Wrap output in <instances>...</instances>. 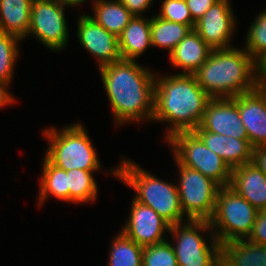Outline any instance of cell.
<instances>
[{"label": "cell", "instance_id": "cell-2", "mask_svg": "<svg viewBox=\"0 0 266 266\" xmlns=\"http://www.w3.org/2000/svg\"><path fill=\"white\" fill-rule=\"evenodd\" d=\"M211 98L194 74L155 76L152 122H167L165 138L181 131H194L201 123Z\"/></svg>", "mask_w": 266, "mask_h": 266}, {"label": "cell", "instance_id": "cell-32", "mask_svg": "<svg viewBox=\"0 0 266 266\" xmlns=\"http://www.w3.org/2000/svg\"><path fill=\"white\" fill-rule=\"evenodd\" d=\"M192 19L196 22L219 0H185Z\"/></svg>", "mask_w": 266, "mask_h": 266}, {"label": "cell", "instance_id": "cell-9", "mask_svg": "<svg viewBox=\"0 0 266 266\" xmlns=\"http://www.w3.org/2000/svg\"><path fill=\"white\" fill-rule=\"evenodd\" d=\"M175 162L180 175L177 188L184 215L187 219L209 221L220 186L201 172Z\"/></svg>", "mask_w": 266, "mask_h": 266}, {"label": "cell", "instance_id": "cell-26", "mask_svg": "<svg viewBox=\"0 0 266 266\" xmlns=\"http://www.w3.org/2000/svg\"><path fill=\"white\" fill-rule=\"evenodd\" d=\"M112 239L108 266H142V246L121 231Z\"/></svg>", "mask_w": 266, "mask_h": 266}, {"label": "cell", "instance_id": "cell-37", "mask_svg": "<svg viewBox=\"0 0 266 266\" xmlns=\"http://www.w3.org/2000/svg\"><path fill=\"white\" fill-rule=\"evenodd\" d=\"M259 75L262 83H266V58L259 64Z\"/></svg>", "mask_w": 266, "mask_h": 266}, {"label": "cell", "instance_id": "cell-31", "mask_svg": "<svg viewBox=\"0 0 266 266\" xmlns=\"http://www.w3.org/2000/svg\"><path fill=\"white\" fill-rule=\"evenodd\" d=\"M247 239L266 245V210L257 212L252 232Z\"/></svg>", "mask_w": 266, "mask_h": 266}, {"label": "cell", "instance_id": "cell-11", "mask_svg": "<svg viewBox=\"0 0 266 266\" xmlns=\"http://www.w3.org/2000/svg\"><path fill=\"white\" fill-rule=\"evenodd\" d=\"M230 0H219L196 21L194 30L212 49H226L230 45L236 19Z\"/></svg>", "mask_w": 266, "mask_h": 266}, {"label": "cell", "instance_id": "cell-38", "mask_svg": "<svg viewBox=\"0 0 266 266\" xmlns=\"http://www.w3.org/2000/svg\"><path fill=\"white\" fill-rule=\"evenodd\" d=\"M65 7H67V6H73V7H75V6H78V5H80V4H82L83 2H87L88 0H59Z\"/></svg>", "mask_w": 266, "mask_h": 266}, {"label": "cell", "instance_id": "cell-1", "mask_svg": "<svg viewBox=\"0 0 266 266\" xmlns=\"http://www.w3.org/2000/svg\"><path fill=\"white\" fill-rule=\"evenodd\" d=\"M99 72L117 126L153 119V71L135 60L121 59L100 67Z\"/></svg>", "mask_w": 266, "mask_h": 266}, {"label": "cell", "instance_id": "cell-28", "mask_svg": "<svg viewBox=\"0 0 266 266\" xmlns=\"http://www.w3.org/2000/svg\"><path fill=\"white\" fill-rule=\"evenodd\" d=\"M20 42L16 36L0 31V82L10 84L14 67L19 59Z\"/></svg>", "mask_w": 266, "mask_h": 266}, {"label": "cell", "instance_id": "cell-14", "mask_svg": "<svg viewBox=\"0 0 266 266\" xmlns=\"http://www.w3.org/2000/svg\"><path fill=\"white\" fill-rule=\"evenodd\" d=\"M194 131H208L237 139H248L238 111L237 96L211 99L199 127Z\"/></svg>", "mask_w": 266, "mask_h": 266}, {"label": "cell", "instance_id": "cell-21", "mask_svg": "<svg viewBox=\"0 0 266 266\" xmlns=\"http://www.w3.org/2000/svg\"><path fill=\"white\" fill-rule=\"evenodd\" d=\"M93 16L99 25L119 37L133 18L131 12L118 0H93Z\"/></svg>", "mask_w": 266, "mask_h": 266}, {"label": "cell", "instance_id": "cell-17", "mask_svg": "<svg viewBox=\"0 0 266 266\" xmlns=\"http://www.w3.org/2000/svg\"><path fill=\"white\" fill-rule=\"evenodd\" d=\"M207 148L222 158L232 170L252 162L253 147L248 139H237L208 131H194Z\"/></svg>", "mask_w": 266, "mask_h": 266}, {"label": "cell", "instance_id": "cell-25", "mask_svg": "<svg viewBox=\"0 0 266 266\" xmlns=\"http://www.w3.org/2000/svg\"><path fill=\"white\" fill-rule=\"evenodd\" d=\"M97 171H85L73 169L67 171V182L69 187V202L92 203L98 198V184L93 177Z\"/></svg>", "mask_w": 266, "mask_h": 266}, {"label": "cell", "instance_id": "cell-36", "mask_svg": "<svg viewBox=\"0 0 266 266\" xmlns=\"http://www.w3.org/2000/svg\"><path fill=\"white\" fill-rule=\"evenodd\" d=\"M212 266H234V264L222 252H220L216 256Z\"/></svg>", "mask_w": 266, "mask_h": 266}, {"label": "cell", "instance_id": "cell-5", "mask_svg": "<svg viewBox=\"0 0 266 266\" xmlns=\"http://www.w3.org/2000/svg\"><path fill=\"white\" fill-rule=\"evenodd\" d=\"M43 132L49 141L45 157L53 165L66 171L76 168L85 171L101 170L98 154L83 124H70L58 131L51 126Z\"/></svg>", "mask_w": 266, "mask_h": 266}, {"label": "cell", "instance_id": "cell-23", "mask_svg": "<svg viewBox=\"0 0 266 266\" xmlns=\"http://www.w3.org/2000/svg\"><path fill=\"white\" fill-rule=\"evenodd\" d=\"M43 159L38 205L42 206L49 196L69 202L67 171L53 165L45 156Z\"/></svg>", "mask_w": 266, "mask_h": 266}, {"label": "cell", "instance_id": "cell-35", "mask_svg": "<svg viewBox=\"0 0 266 266\" xmlns=\"http://www.w3.org/2000/svg\"><path fill=\"white\" fill-rule=\"evenodd\" d=\"M9 86L10 84L0 82V108L7 107L16 101L8 91Z\"/></svg>", "mask_w": 266, "mask_h": 266}, {"label": "cell", "instance_id": "cell-8", "mask_svg": "<svg viewBox=\"0 0 266 266\" xmlns=\"http://www.w3.org/2000/svg\"><path fill=\"white\" fill-rule=\"evenodd\" d=\"M186 221L188 223L171 225L169 231L174 238L172 246L178 266H212L216 256L221 252V243L213 234L210 222L192 219ZM204 231L210 232L209 243L202 236Z\"/></svg>", "mask_w": 266, "mask_h": 266}, {"label": "cell", "instance_id": "cell-16", "mask_svg": "<svg viewBox=\"0 0 266 266\" xmlns=\"http://www.w3.org/2000/svg\"><path fill=\"white\" fill-rule=\"evenodd\" d=\"M229 187L258 211L266 210V175L252 162L232 169Z\"/></svg>", "mask_w": 266, "mask_h": 266}, {"label": "cell", "instance_id": "cell-4", "mask_svg": "<svg viewBox=\"0 0 266 266\" xmlns=\"http://www.w3.org/2000/svg\"><path fill=\"white\" fill-rule=\"evenodd\" d=\"M110 172L136 192L135 201L151 207L170 225L185 222L177 184L163 181L125 158Z\"/></svg>", "mask_w": 266, "mask_h": 266}, {"label": "cell", "instance_id": "cell-6", "mask_svg": "<svg viewBox=\"0 0 266 266\" xmlns=\"http://www.w3.org/2000/svg\"><path fill=\"white\" fill-rule=\"evenodd\" d=\"M258 210L229 186L220 187L216 205L209 220L213 234L222 244L248 238Z\"/></svg>", "mask_w": 266, "mask_h": 266}, {"label": "cell", "instance_id": "cell-7", "mask_svg": "<svg viewBox=\"0 0 266 266\" xmlns=\"http://www.w3.org/2000/svg\"><path fill=\"white\" fill-rule=\"evenodd\" d=\"M165 141L179 164L201 172L220 187L230 185L232 170L194 131L177 132Z\"/></svg>", "mask_w": 266, "mask_h": 266}, {"label": "cell", "instance_id": "cell-30", "mask_svg": "<svg viewBox=\"0 0 266 266\" xmlns=\"http://www.w3.org/2000/svg\"><path fill=\"white\" fill-rule=\"evenodd\" d=\"M160 8L158 17L195 28L196 22L192 19L185 0H164Z\"/></svg>", "mask_w": 266, "mask_h": 266}, {"label": "cell", "instance_id": "cell-22", "mask_svg": "<svg viewBox=\"0 0 266 266\" xmlns=\"http://www.w3.org/2000/svg\"><path fill=\"white\" fill-rule=\"evenodd\" d=\"M221 252L234 266H266V245L247 238L222 243Z\"/></svg>", "mask_w": 266, "mask_h": 266}, {"label": "cell", "instance_id": "cell-34", "mask_svg": "<svg viewBox=\"0 0 266 266\" xmlns=\"http://www.w3.org/2000/svg\"><path fill=\"white\" fill-rule=\"evenodd\" d=\"M252 163L266 175V145L253 148Z\"/></svg>", "mask_w": 266, "mask_h": 266}, {"label": "cell", "instance_id": "cell-29", "mask_svg": "<svg viewBox=\"0 0 266 266\" xmlns=\"http://www.w3.org/2000/svg\"><path fill=\"white\" fill-rule=\"evenodd\" d=\"M142 266H178L172 243L166 240L143 247Z\"/></svg>", "mask_w": 266, "mask_h": 266}, {"label": "cell", "instance_id": "cell-33", "mask_svg": "<svg viewBox=\"0 0 266 266\" xmlns=\"http://www.w3.org/2000/svg\"><path fill=\"white\" fill-rule=\"evenodd\" d=\"M121 2L133 16H143L150 6H152L153 0H118Z\"/></svg>", "mask_w": 266, "mask_h": 266}, {"label": "cell", "instance_id": "cell-15", "mask_svg": "<svg viewBox=\"0 0 266 266\" xmlns=\"http://www.w3.org/2000/svg\"><path fill=\"white\" fill-rule=\"evenodd\" d=\"M237 106L250 145H266V83L237 96Z\"/></svg>", "mask_w": 266, "mask_h": 266}, {"label": "cell", "instance_id": "cell-19", "mask_svg": "<svg viewBox=\"0 0 266 266\" xmlns=\"http://www.w3.org/2000/svg\"><path fill=\"white\" fill-rule=\"evenodd\" d=\"M150 30V17L133 16L118 37L121 58L136 61L148 47H152Z\"/></svg>", "mask_w": 266, "mask_h": 266}, {"label": "cell", "instance_id": "cell-18", "mask_svg": "<svg viewBox=\"0 0 266 266\" xmlns=\"http://www.w3.org/2000/svg\"><path fill=\"white\" fill-rule=\"evenodd\" d=\"M212 49L192 29L169 54L174 68L183 69L181 74H194L208 59Z\"/></svg>", "mask_w": 266, "mask_h": 266}, {"label": "cell", "instance_id": "cell-12", "mask_svg": "<svg viewBox=\"0 0 266 266\" xmlns=\"http://www.w3.org/2000/svg\"><path fill=\"white\" fill-rule=\"evenodd\" d=\"M132 200L130 216L121 232L142 247L166 241L164 232L169 233L171 225L151 207Z\"/></svg>", "mask_w": 266, "mask_h": 266}, {"label": "cell", "instance_id": "cell-24", "mask_svg": "<svg viewBox=\"0 0 266 266\" xmlns=\"http://www.w3.org/2000/svg\"><path fill=\"white\" fill-rule=\"evenodd\" d=\"M192 30L188 25L164 20L157 15L151 17L152 47L167 49L169 54Z\"/></svg>", "mask_w": 266, "mask_h": 266}, {"label": "cell", "instance_id": "cell-13", "mask_svg": "<svg viewBox=\"0 0 266 266\" xmlns=\"http://www.w3.org/2000/svg\"><path fill=\"white\" fill-rule=\"evenodd\" d=\"M77 38L98 62V68L121 60L118 37L99 25L90 15L78 18Z\"/></svg>", "mask_w": 266, "mask_h": 266}, {"label": "cell", "instance_id": "cell-3", "mask_svg": "<svg viewBox=\"0 0 266 266\" xmlns=\"http://www.w3.org/2000/svg\"><path fill=\"white\" fill-rule=\"evenodd\" d=\"M194 75L211 99L233 98L262 83L259 64L245 49L234 46L212 50Z\"/></svg>", "mask_w": 266, "mask_h": 266}, {"label": "cell", "instance_id": "cell-10", "mask_svg": "<svg viewBox=\"0 0 266 266\" xmlns=\"http://www.w3.org/2000/svg\"><path fill=\"white\" fill-rule=\"evenodd\" d=\"M65 6L59 0H33L27 37L35 36L50 50L61 51L68 42Z\"/></svg>", "mask_w": 266, "mask_h": 266}, {"label": "cell", "instance_id": "cell-20", "mask_svg": "<svg viewBox=\"0 0 266 266\" xmlns=\"http://www.w3.org/2000/svg\"><path fill=\"white\" fill-rule=\"evenodd\" d=\"M32 4L33 0H0V31L23 41L29 32Z\"/></svg>", "mask_w": 266, "mask_h": 266}, {"label": "cell", "instance_id": "cell-27", "mask_svg": "<svg viewBox=\"0 0 266 266\" xmlns=\"http://www.w3.org/2000/svg\"><path fill=\"white\" fill-rule=\"evenodd\" d=\"M244 49L260 64L266 58V9L250 25Z\"/></svg>", "mask_w": 266, "mask_h": 266}]
</instances>
